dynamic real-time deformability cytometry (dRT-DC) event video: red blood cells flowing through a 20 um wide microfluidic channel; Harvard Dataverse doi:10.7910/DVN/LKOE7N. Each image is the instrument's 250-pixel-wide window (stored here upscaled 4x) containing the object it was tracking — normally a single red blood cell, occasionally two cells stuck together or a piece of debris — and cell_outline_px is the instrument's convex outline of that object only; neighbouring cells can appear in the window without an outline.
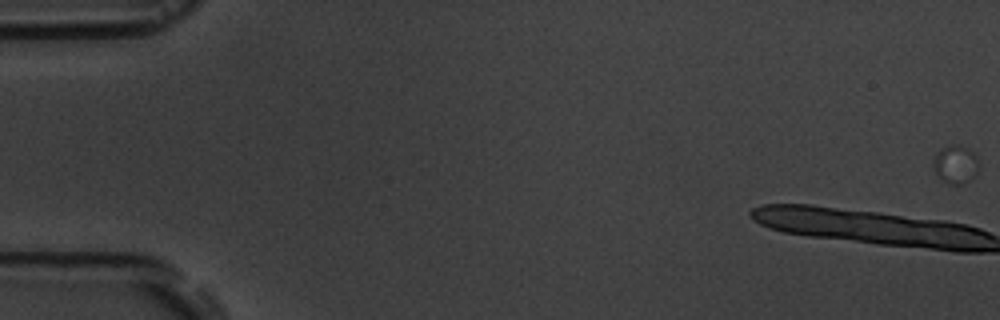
{"species": "common noctule bat (a hibernating species)", "species_latin": "Nyctalus noctula", "temperature_condition": "room temperature", "stored_images_in_passage": 5, "camera_frame_rate_fps": 3000, "um_per_image_px": 0.085, "animal": {"sex": "male", "body_mass_g": 19.5, "forearm_length_mm": 54.6}, "frame": {"image": 1, "passage_image": 1, "time_ms": 0.0, "image_size_px": [1000, 320], "cell_outline_px": [[980, 164], [976, 176], [964, 184], [948, 184], [940, 180], [936, 176], [932, 164], [936, 152], [952, 144], [960, 144], [968, 148], [976, 156]], "centroid_in_image_um": [81.23, 13.99], "position_along_channel_um": 3.8, "area_um2": 10.52}}